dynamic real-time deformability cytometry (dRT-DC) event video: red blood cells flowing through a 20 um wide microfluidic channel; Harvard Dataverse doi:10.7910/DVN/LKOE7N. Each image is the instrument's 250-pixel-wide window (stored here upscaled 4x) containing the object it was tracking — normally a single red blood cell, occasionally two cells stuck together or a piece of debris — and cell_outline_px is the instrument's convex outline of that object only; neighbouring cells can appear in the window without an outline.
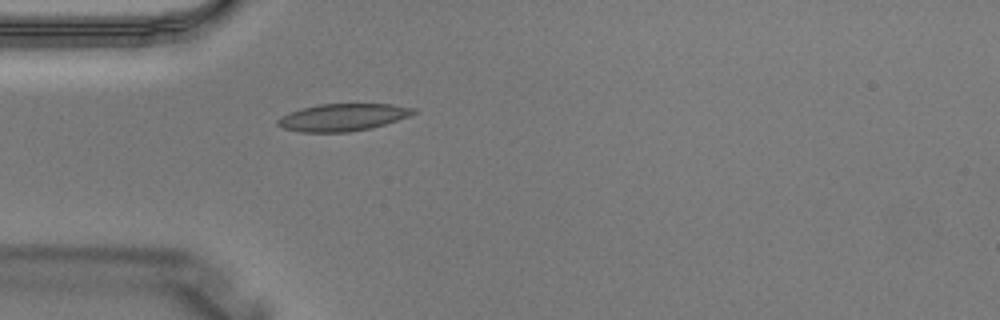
{"species": "Egyptian fruit bat (a non-hibernating species)", "species_latin": "Rousettus aegyptiacus", "temperature_condition": "warm", "stored_images_in_passage": 5, "camera_frame_rate_fps": 3000, "um_per_image_px": 0.085, "animal": {"sex": "male"}, "frame": {"image": 1, "passage_image": 5, "time_ms": 1.333, "image_size_px": [1000, 320], "cell_outline_px": [[416, 112], [408, 116], [372, 128], [348, 132], [300, 132], [284, 128], [276, 124], [276, 120], [292, 112], [304, 108], [320, 104], [392, 104], [412, 108]], "centroid_in_image_um": [29.13, 9.98], "position_along_channel_um": 55.9, "area_um2": 21.15}}